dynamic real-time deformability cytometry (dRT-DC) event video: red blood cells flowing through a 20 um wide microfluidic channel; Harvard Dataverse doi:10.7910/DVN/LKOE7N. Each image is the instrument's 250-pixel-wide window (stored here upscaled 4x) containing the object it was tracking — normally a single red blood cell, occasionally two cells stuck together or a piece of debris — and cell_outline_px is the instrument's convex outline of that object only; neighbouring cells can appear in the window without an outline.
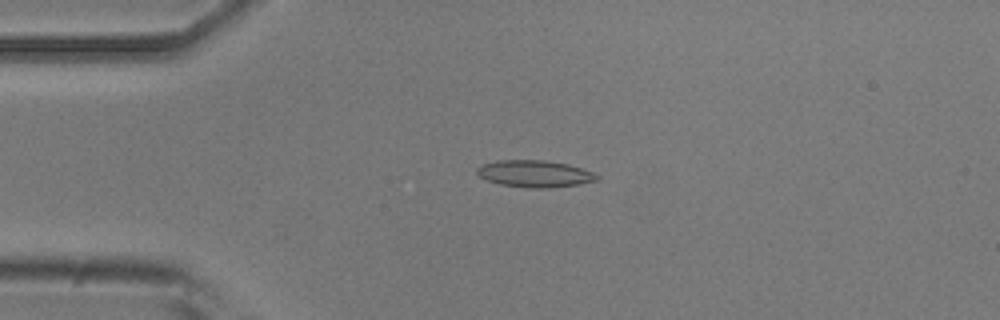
{"species": "common noctule bat (a hibernating species)", "species_latin": "Nyctalus noctula", "temperature_condition": "room temperature", "stored_images_in_passage": 50, "camera_frame_rate_fps": 3000, "um_per_image_px": 0.085, "animal": {"sex": "male", "body_mass_g": 20.5, "forearm_length_mm": 52.5}, "frame": {"image": 1, "passage_image": 11, "time_ms": 3.333, "image_size_px": [1000, 320], "cell_outline_px": [[600, 180], [580, 184], [548, 188], [532, 188], [500, 184], [488, 180], [480, 176], [476, 172], [476, 168], [484, 164], [496, 160], [544, 160], [568, 164], [592, 172], [600, 176]], "centroid_in_image_um": [45.48, 14.77], "position_along_channel_um": 39.5, "area_um2": 18.73}}
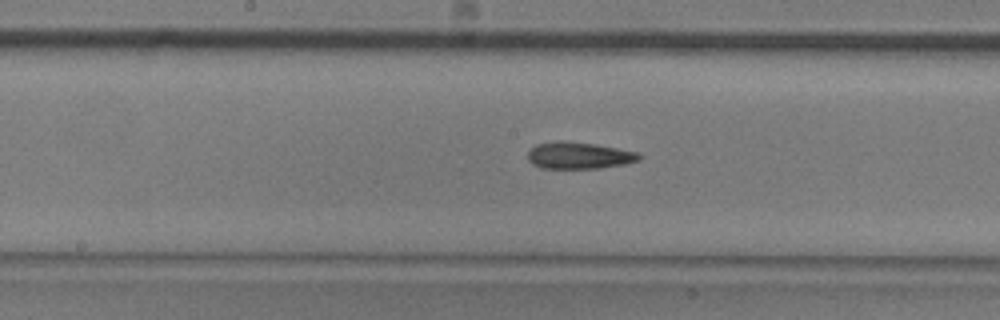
{"frame": {"image": 2, "passage_image": 25, "time_ms": 8.0, "image_size_px": [1000, 320], "cell_outline_px": [[644, 156], [640, 160], [624, 164], [600, 168], [540, 168], [532, 164], [528, 160], [528, 152], [536, 144], [556, 140], [564, 140], [596, 144], [640, 152]], "centroid_in_image_um": [49.24, 13.2], "position_along_channel_um": 199.0, "area_um2": 17.69}}
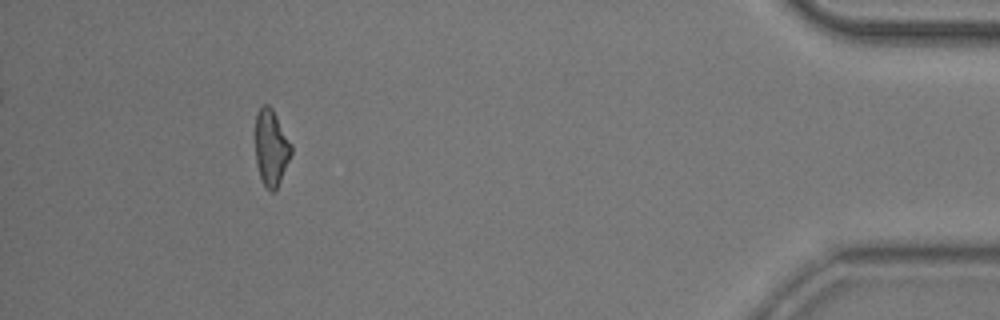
{"frame": {"image": 3, "passage_image": 46, "time_ms": 15.0, "image_size_px": [1000, 320], "cell_outline_px": [[292, 152], [280, 180], [276, 188], [272, 192], [264, 184], [260, 176], [256, 164], [256, 116], [260, 108], [264, 104], [268, 104], [272, 108], [292, 144]], "centroid_in_image_um": [23.05, 12.52], "position_along_channel_um": 412.1, "area_um2": 15.61}, "authors_computed_cell_mechanics": {"area_um2": 17.34, "velocity_mm_per_s": 3.9322, "shape_relaxation_time_tau1_ms": 8.1558, "shape_relaxation_time_tau2_ms": 5.2892, "deformation_change_tau1": 0.2055, "deformation_change_tau2": 0.15}}